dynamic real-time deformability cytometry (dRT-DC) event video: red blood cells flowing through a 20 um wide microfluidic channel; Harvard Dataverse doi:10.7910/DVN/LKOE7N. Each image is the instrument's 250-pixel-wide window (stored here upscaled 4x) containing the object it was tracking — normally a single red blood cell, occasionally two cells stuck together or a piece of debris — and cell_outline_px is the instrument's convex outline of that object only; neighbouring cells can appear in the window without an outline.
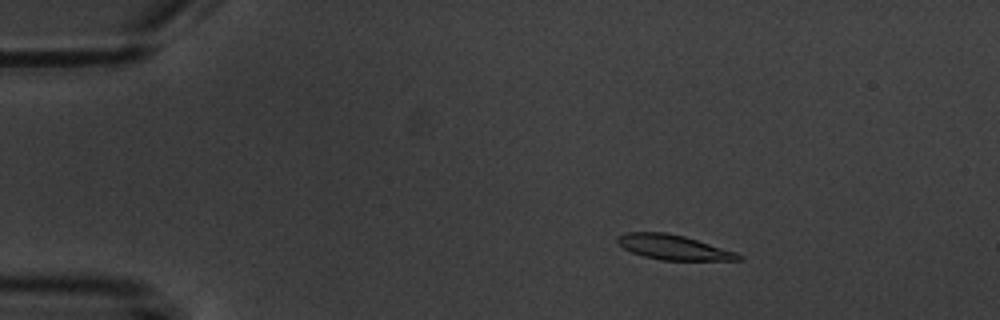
{"species": "common noctule bat (a hibernating species)", "species_latin": "Nyctalus noctula", "temperature_condition": "warm", "stored_images_in_passage": 5, "camera_frame_rate_fps": 3000, "um_per_image_px": 0.085, "animal": {"sex": "male", "body_mass_g": 20.1, "forearm_length_mm": 53.5}, "frame": {"image": 1, "passage_image": 3, "time_ms": 2.333, "image_size_px": [1000, 320], "cell_outline_px": [[744, 260], [660, 260], [644, 256], [632, 252], [624, 248], [616, 240], [616, 236], [628, 232], [668, 232], [684, 236], [736, 252], [744, 256]], "centroid_in_image_um": [57.26, 21.02], "position_along_channel_um": 27.7, "area_um2": 17.46}}